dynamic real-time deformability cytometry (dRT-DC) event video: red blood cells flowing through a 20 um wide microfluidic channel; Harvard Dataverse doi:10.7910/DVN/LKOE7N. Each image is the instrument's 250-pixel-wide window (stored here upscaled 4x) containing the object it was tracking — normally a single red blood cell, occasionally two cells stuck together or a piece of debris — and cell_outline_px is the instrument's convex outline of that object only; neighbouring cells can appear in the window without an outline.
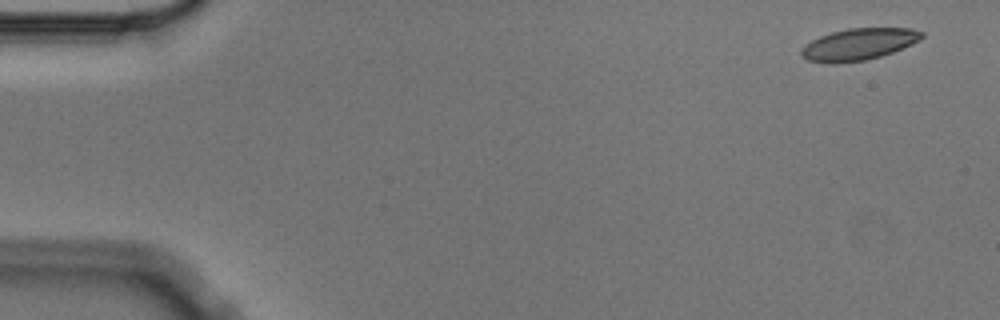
{"species": "Egyptian fruit bat (a non-hibernating species)", "species_latin": "Rousettus aegyptiacus", "temperature_condition": "cold", "stored_images_in_passage": 4, "camera_frame_rate_fps": 3000, "um_per_image_px": 0.085, "animal": {"sex": "male"}, "frame": {"image": 1, "passage_image": 1, "time_ms": 0.0, "image_size_px": [1000, 320], "cell_outline_px": [[924, 36], [920, 40], [912, 44], [892, 52], [880, 56], [864, 60], [836, 64], [828, 64], [808, 60], [800, 56], [800, 48], [812, 40], [820, 36], [832, 32], [848, 28], [912, 28], [924, 32]], "centroid_in_image_um": [72.97, 3.77], "position_along_channel_um": 12.0, "area_um2": 22.43}}
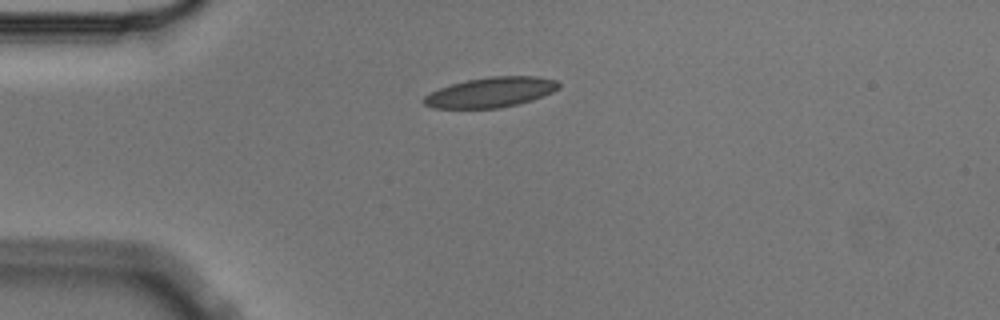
{"frame": {"image": 2, "passage_image": 4, "time_ms": 1.0, "image_size_px": [1000, 320], "cell_outline_px": [[560, 88], [544, 96], [520, 104], [500, 108], [432, 108], [424, 104], [420, 100], [428, 92], [452, 84], [468, 80], [492, 76], [540, 76], [556, 80], [560, 84]], "centroid_in_image_um": [41.72, 7.85], "position_along_channel_um": 43.3, "area_um2": 23.87}}